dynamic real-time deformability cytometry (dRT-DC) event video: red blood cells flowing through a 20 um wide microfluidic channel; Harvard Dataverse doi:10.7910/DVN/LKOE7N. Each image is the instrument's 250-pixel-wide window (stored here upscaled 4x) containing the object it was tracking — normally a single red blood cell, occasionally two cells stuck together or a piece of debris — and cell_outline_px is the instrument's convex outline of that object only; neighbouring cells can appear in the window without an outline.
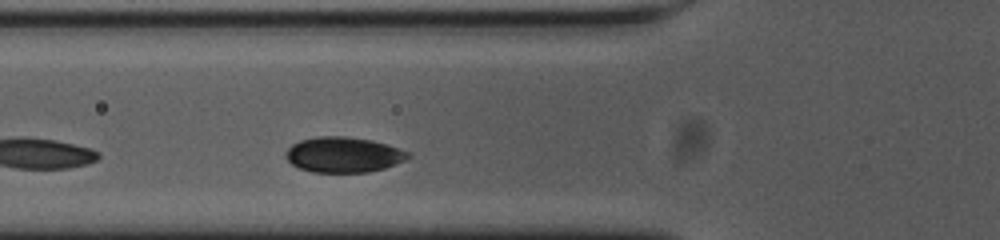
{"species": "common noctule bat (a hibernating species)", "species_latin": "Nyctalus noctula", "temperature_condition": "cold", "stored_images_in_passage": 28, "camera_frame_rate_fps": 3000, "um_per_image_px": 0.085, "animal": {"sex": "female", "body_mass_g": 23.0, "forearm_length_mm": 53.4}, "frame": {"image": 1, "passage_image": 5, "time_ms": 1.333, "image_size_px": [1000, 240], "cell_outline_px": [[412, 156], [396, 164], [384, 168], [368, 172], [312, 172], [300, 168], [292, 164], [288, 160], [288, 148], [292, 144], [300, 140], [320, 136], [344, 136], [372, 140], [408, 152]], "centroid_in_image_um": [29.2, 13.15], "position_along_channel_um": 96.6, "area_um2": 24.85}}
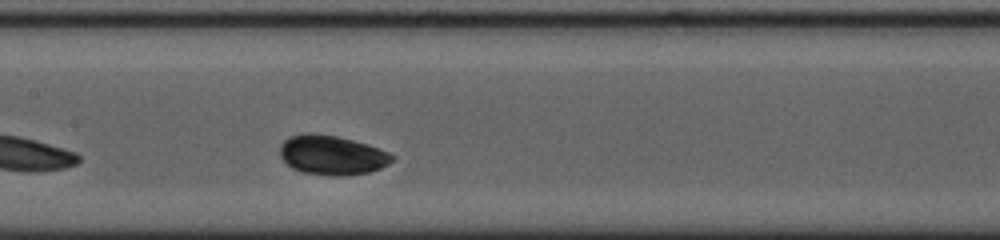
{"frame": {"image": 2, "passage_image": 12, "time_ms": 3.667, "image_size_px": [1000, 240], "cell_outline_px": [[396, 156], [388, 164], [380, 168], [368, 172], [344, 176], [332, 176], [304, 172], [292, 168], [280, 156], [280, 144], [288, 136], [308, 132], [336, 136], [352, 140], [388, 152]], "centroid_in_image_um": [28.18, 13.18], "position_along_channel_um": 179.2, "area_um2": 25.61}}
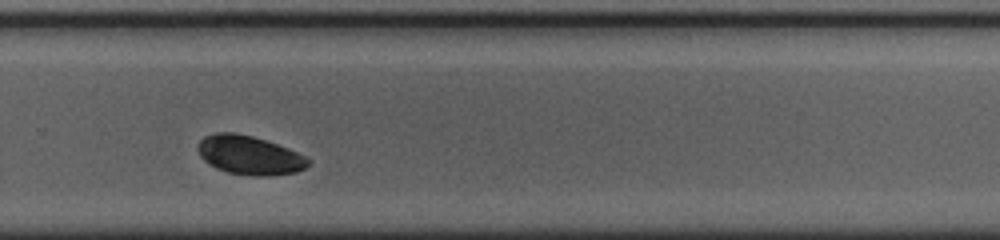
{"frame": {"image": 3, "passage_image": 23, "time_ms": 7.333, "image_size_px": [1000, 240], "cell_outline_px": [[312, 164], [296, 172], [264, 176], [252, 176], [228, 172], [216, 168], [208, 164], [200, 156], [196, 148], [196, 144], [204, 136], [216, 132], [236, 132], [252, 136], [288, 148], [312, 160]], "centroid_in_image_um": [21.17, 13.18], "position_along_channel_um": 308.6, "area_um2": 25.14}, "authors_computed_cell_mechanics": {"area_um2": 24.9118, "velocity_mm_per_s": 3.5355, "shape_relaxation_time_tau1_ms": 4.7234, "shape_relaxation_time_tau2_ms": null, "deformation_change_tau1": 0.1136, "deformation_change_tau2": null}}